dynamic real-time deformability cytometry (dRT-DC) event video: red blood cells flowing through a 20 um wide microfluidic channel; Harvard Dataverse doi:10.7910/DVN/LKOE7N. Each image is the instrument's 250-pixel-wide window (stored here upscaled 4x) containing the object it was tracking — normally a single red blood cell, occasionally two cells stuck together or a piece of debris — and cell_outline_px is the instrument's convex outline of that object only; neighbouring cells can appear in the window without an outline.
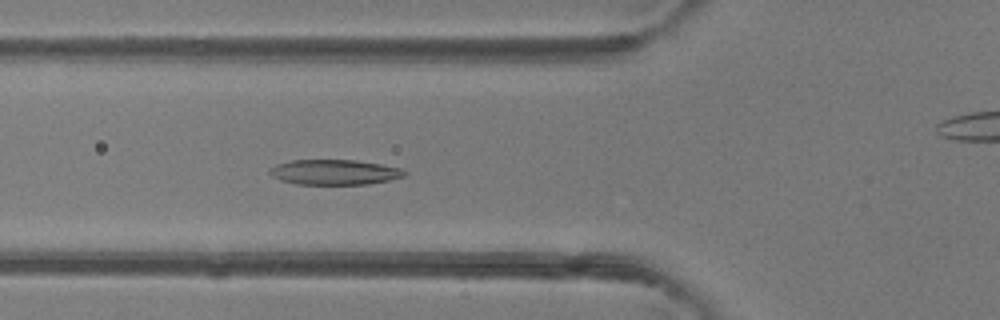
{"species": "common noctule bat (a hibernating species)", "species_latin": "Nyctalus noctula", "temperature_condition": "room temperature", "stored_images_in_passage": 37, "camera_frame_rate_fps": 3000, "um_per_image_px": 0.085, "animal": {"sex": "female"}, "frame": {"image": 1, "passage_image": 5, "time_ms": 1.333, "image_size_px": [1000, 320], "cell_outline_px": [[408, 172], [404, 176], [388, 180], [368, 184], [296, 184], [280, 180], [272, 176], [268, 172], [276, 164], [292, 160], [356, 160], [380, 164], [400, 168]], "centroid_in_image_um": [28.42, 14.63], "position_along_channel_um": 97.4, "area_um2": 19.65}}
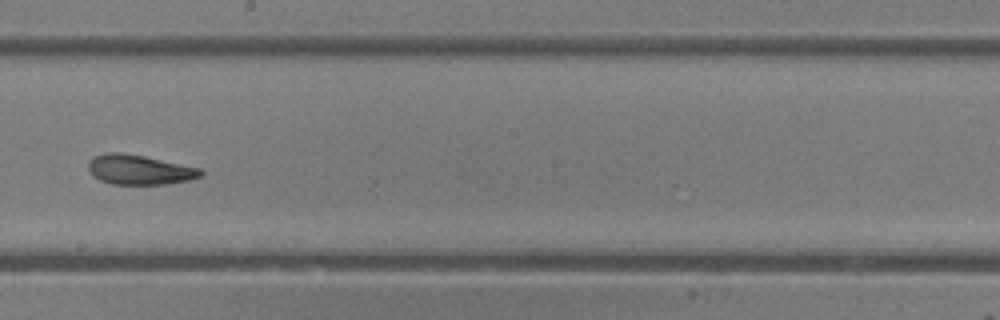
{"frame": {"image": 2, "passage_image": 15, "time_ms": 4.667, "image_size_px": [1000, 320], "cell_outline_px": [[204, 172], [200, 176], [188, 180], [164, 184], [112, 184], [100, 180], [92, 176], [88, 172], [88, 160], [92, 156], [108, 152], [120, 152], [144, 156], [204, 168]], "centroid_in_image_um": [11.83, 14.41], "position_along_channel_um": 236.4, "area_um2": 19.77}}
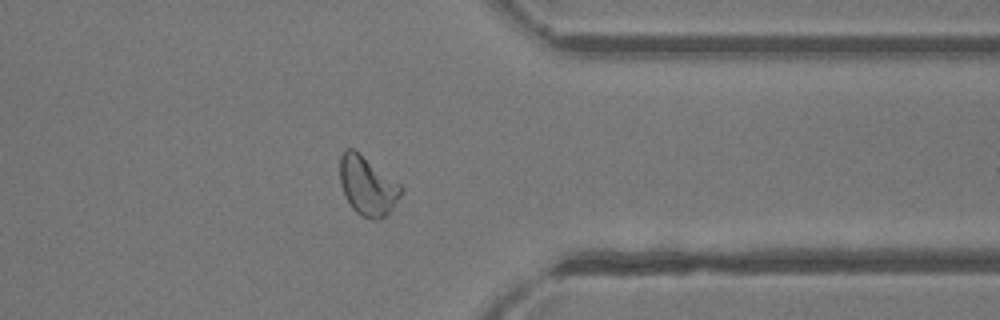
{"frame": {"image": 3, "passage_image": 26, "time_ms": 8.333, "image_size_px": [1000, 320], "cell_outline_px": [[404, 192], [388, 216], [380, 220], [372, 220], [360, 216], [352, 208], [344, 196], [340, 184], [340, 156], [344, 148], [352, 148], [400, 184], [404, 188]], "centroid_in_image_um": [31.25, 15.85], "position_along_channel_um": 380.2, "area_um2": 21.33}, "authors_computed_cell_mechanics": {"area_um2": 19.8832, "velocity_mm_per_s": 4.1547, "shape_relaxation_time_tau1_ms": 4.6654, "shape_relaxation_time_tau2_ms": 1.8444, "deformation_change_tau1": 0.1629, "deformation_change_tau2": 0.0878}}